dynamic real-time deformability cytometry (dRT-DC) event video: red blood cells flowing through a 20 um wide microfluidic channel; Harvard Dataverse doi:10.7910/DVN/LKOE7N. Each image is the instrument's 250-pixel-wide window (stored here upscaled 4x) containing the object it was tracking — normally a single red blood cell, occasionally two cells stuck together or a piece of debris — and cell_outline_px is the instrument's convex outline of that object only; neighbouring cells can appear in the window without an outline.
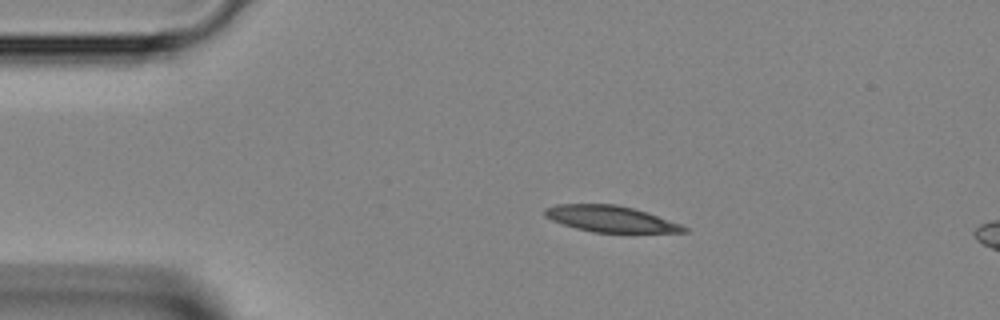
{"species": "Egyptian fruit bat (a non-hibernating species)", "species_latin": "Rousettus aegyptiacus", "temperature_condition": "room temperature", "stored_images_in_passage": 13, "camera_frame_rate_fps": 3000, "um_per_image_px": 0.085, "animal": {"sex": "female"}, "frame": {"image": 1, "passage_image": 8, "time_ms": 2.333, "image_size_px": [1000, 320], "cell_outline_px": [[688, 232], [592, 232], [576, 228], [552, 220], [544, 216], [544, 208], [556, 204], [616, 204], [632, 208], [680, 224], [688, 228]], "centroid_in_image_um": [51.84, 18.6], "position_along_channel_um": 33.2, "area_um2": 20.87}}